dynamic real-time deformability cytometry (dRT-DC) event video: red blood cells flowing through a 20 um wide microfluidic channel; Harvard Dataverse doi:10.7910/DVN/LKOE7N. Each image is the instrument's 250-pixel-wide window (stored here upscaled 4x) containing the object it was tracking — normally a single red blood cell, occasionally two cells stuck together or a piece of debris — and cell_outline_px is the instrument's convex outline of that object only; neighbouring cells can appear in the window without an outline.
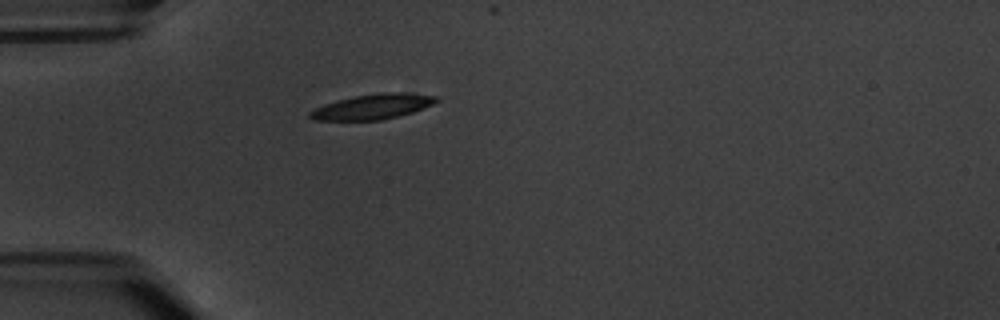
{"species": "common noctule bat (a hibernating species)", "species_latin": "Nyctalus noctula", "temperature_condition": "warm", "stored_images_in_passage": 3, "camera_frame_rate_fps": 3000, "um_per_image_px": 0.085, "animal": {"sex": "male", "body_mass_g": 20.1, "forearm_length_mm": 53.5}, "frame": {"image": 1, "passage_image": 2, "time_ms": 1.333, "image_size_px": [1000, 320], "cell_outline_px": [[440, 100], [424, 108], [412, 112], [380, 120], [312, 120], [308, 116], [308, 112], [324, 104], [356, 96], [380, 92], [400, 92], [440, 96]], "centroid_in_image_um": [31.7, 9.06], "position_along_channel_um": 53.3, "area_um2": 18.38}}